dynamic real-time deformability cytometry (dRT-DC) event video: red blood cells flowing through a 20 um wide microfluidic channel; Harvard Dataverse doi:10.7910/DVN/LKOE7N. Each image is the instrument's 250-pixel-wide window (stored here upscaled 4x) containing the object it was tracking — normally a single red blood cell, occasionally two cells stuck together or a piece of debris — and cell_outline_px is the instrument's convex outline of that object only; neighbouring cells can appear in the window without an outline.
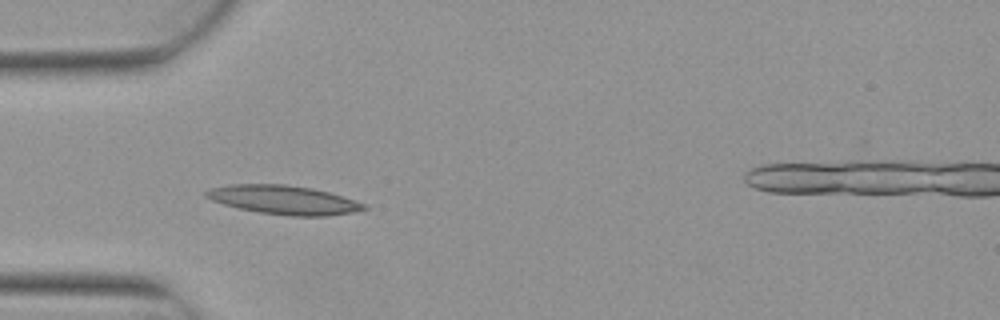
{"species": "Egyptian fruit bat (a non-hibernating species)", "species_latin": "Rousettus aegyptiacus", "temperature_condition": "warm", "stored_images_in_passage": 5, "camera_frame_rate_fps": 3000, "um_per_image_px": 0.085, "animal": {"sex": "female"}, "frame": {"image": 1, "passage_image": 4, "time_ms": 1.0, "image_size_px": [1000, 320], "cell_outline_px": [[368, 208], [352, 212], [328, 216], [292, 216], [260, 212], [240, 208], [224, 204], [212, 200], [204, 196], [204, 192], [208, 188], [228, 184], [284, 184], [312, 188], [328, 192], [364, 204]], "centroid_in_image_um": [24.05, 16.98], "position_along_channel_um": 61.0, "area_um2": 26.3}}
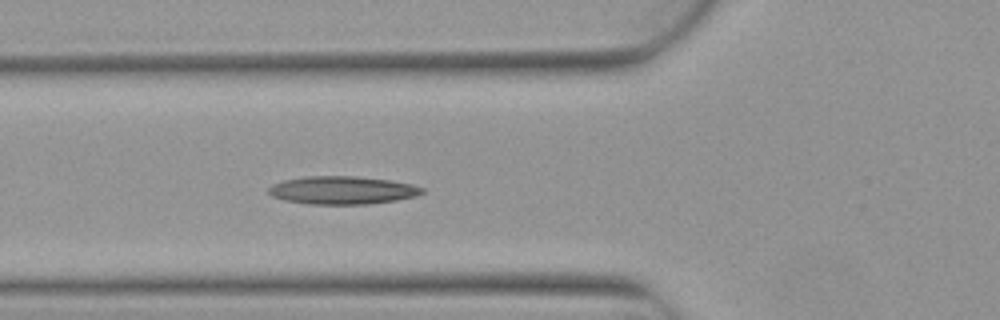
{"frame": {"image": 2, "passage_image": 5, "time_ms": 1.333, "image_size_px": [1000, 320], "cell_outline_px": [[424, 192], [416, 196], [396, 200], [368, 204], [308, 204], [284, 200], [272, 196], [268, 192], [268, 188], [272, 184], [284, 180], [304, 176], [356, 176], [388, 180], [412, 184], [424, 188]], "centroid_in_image_um": [29.08, 16.17], "position_along_channel_um": 96.7, "area_um2": 25.09}}